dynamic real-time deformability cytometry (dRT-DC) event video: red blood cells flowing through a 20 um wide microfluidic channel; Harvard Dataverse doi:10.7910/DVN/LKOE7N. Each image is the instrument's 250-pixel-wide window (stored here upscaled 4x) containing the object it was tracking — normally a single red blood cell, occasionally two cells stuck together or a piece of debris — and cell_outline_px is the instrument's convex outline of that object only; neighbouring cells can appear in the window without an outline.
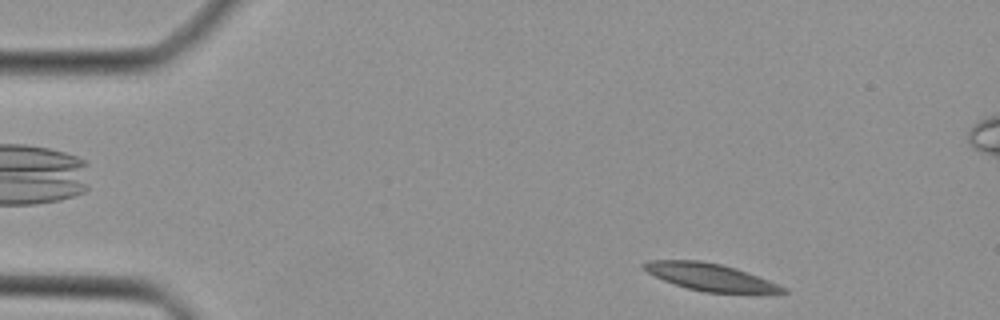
{"species": "Egyptian fruit bat (a non-hibernating species)", "species_latin": "Rousettus aegyptiacus", "temperature_condition": "cold", "stored_images_in_passage": 42, "camera_frame_rate_fps": 3000, "um_per_image_px": 0.085, "animal": {"sex": "female"}, "frame": {"image": 1, "passage_image": 2, "time_ms": 0.333, "image_size_px": [1000, 320], "cell_outline_px": [[788, 292], [704, 292], [688, 288], [664, 280], [648, 272], [640, 264], [648, 260], [700, 260], [720, 264], [736, 268], [768, 280], [788, 288]], "centroid_in_image_um": [60.34, 23.53], "position_along_channel_um": 24.7, "area_um2": 21.56}}
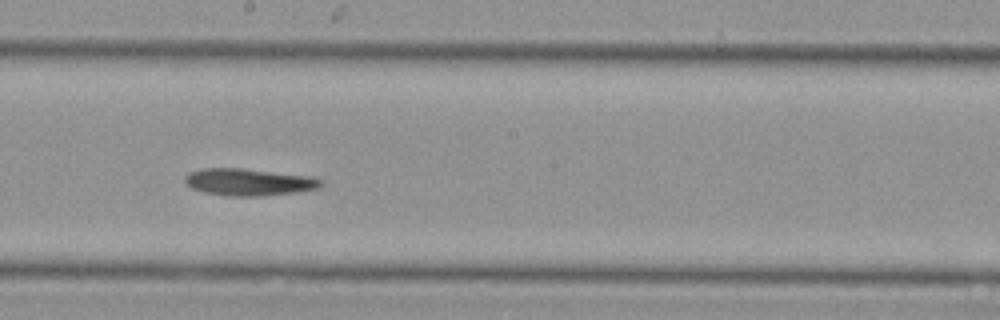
{"frame": {"image": 2, "passage_image": 21, "time_ms": 6.667, "image_size_px": [1000, 320], "cell_outline_px": [[324, 184], [316, 188], [296, 192], [260, 196], [228, 196], [204, 192], [192, 188], [184, 180], [184, 176], [188, 172], [200, 168], [240, 168], [308, 176], [320, 180]], "centroid_in_image_um": [21.07, 15.47], "position_along_channel_um": 227.1, "area_um2": 21.21}}
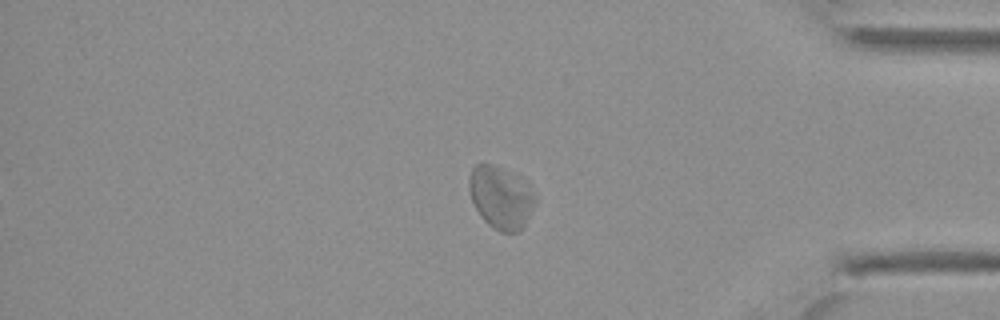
{"frame": {"image": 3, "passage_image": 34, "time_ms": 11.0, "image_size_px": [1000, 320], "cell_outline_px": [[536, 204], [524, 228], [520, 232], [500, 232], [488, 224], [480, 216], [472, 200], [468, 188], [468, 176], [472, 168], [476, 164], [492, 164], [516, 172], [524, 180], [536, 196]], "centroid_in_image_um": [42.6, 16.77], "position_along_channel_um": 392.6, "area_um2": 24.68}}